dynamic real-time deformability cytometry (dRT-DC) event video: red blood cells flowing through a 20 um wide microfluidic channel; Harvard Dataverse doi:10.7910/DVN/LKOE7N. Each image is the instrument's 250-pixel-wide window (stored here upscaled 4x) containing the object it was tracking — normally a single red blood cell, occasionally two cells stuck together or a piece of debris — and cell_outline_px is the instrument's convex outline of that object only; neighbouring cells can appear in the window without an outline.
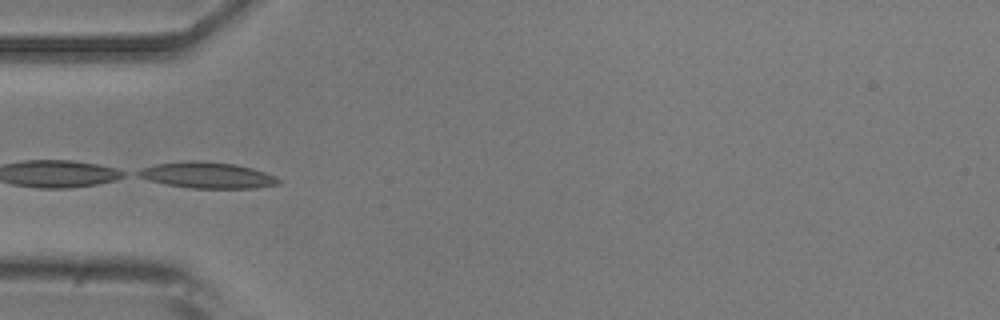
{"species": "common noctule bat (a hibernating species)", "species_latin": "Nyctalus noctula", "temperature_condition": "room temperature", "stored_images_in_passage": 6, "camera_frame_rate_fps": 3000, "um_per_image_px": 0.085, "animal": {"sex": "male", "body_mass_g": 20.5, "forearm_length_mm": 52.5}, "frame": {"image": 1, "passage_image": 5, "time_ms": 4.667, "image_size_px": [1000, 320], "cell_outline_px": [[280, 184], [252, 188], [192, 188], [164, 184], [148, 180], [132, 172], [140, 168], [156, 164], [184, 160], [204, 160], [236, 164], [252, 168], [276, 176], [280, 180]], "centroid_in_image_um": [17.57, 14.87], "position_along_channel_um": 67.4, "area_um2": 21.62}}